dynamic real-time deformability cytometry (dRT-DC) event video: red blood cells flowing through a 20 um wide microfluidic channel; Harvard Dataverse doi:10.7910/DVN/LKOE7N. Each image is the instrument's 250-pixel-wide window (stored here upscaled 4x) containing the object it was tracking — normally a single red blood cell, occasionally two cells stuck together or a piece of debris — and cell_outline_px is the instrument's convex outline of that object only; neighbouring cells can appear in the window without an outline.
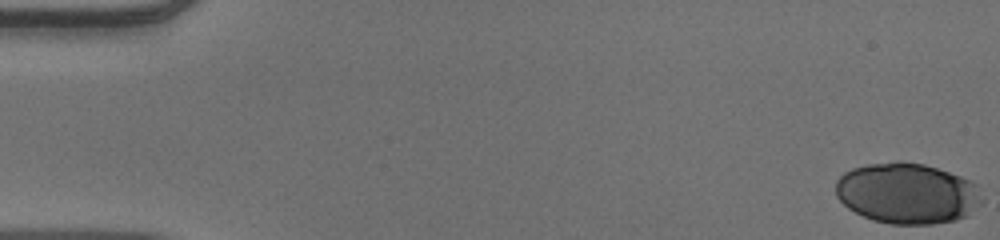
{"species": "human", "species_latin": "Homo sapiens", "temperature_condition": "warm", "stored_images_in_passage": 19, "camera_frame_rate_fps": 3000, "um_per_image_px": 0.085, "donor": {"sex": "male"}, "frame": {"image": 1, "passage_image": 1, "time_ms": 0.0, "image_size_px": [1000, 240], "cell_outline_px": [[984, 200], [968, 216], [956, 220], [932, 224], [892, 224], [872, 220], [848, 208], [836, 196], [836, 180], [844, 172], [852, 168], [868, 164], [896, 160], [900, 160], [924, 164], [960, 176], [976, 184]], "centroid_in_image_um": [77.11, 16.43], "position_along_channel_um": 7.9, "area_um2": 52.08}}
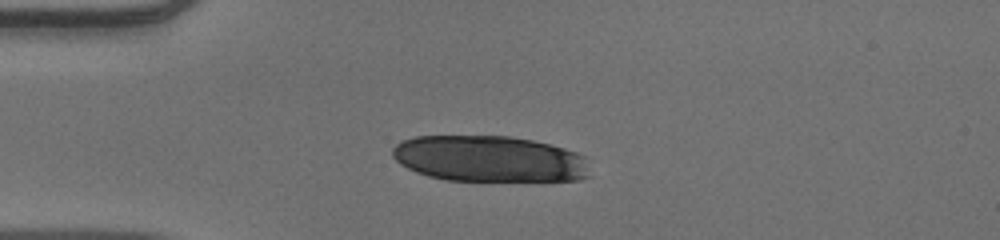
{"frame": {"image": 2, "passage_image": 14, "time_ms": 4.333, "image_size_px": [1000, 240], "cell_outline_px": [[592, 176], [580, 180], [444, 180], [428, 176], [416, 172], [400, 164], [392, 156], [392, 148], [396, 144], [404, 140], [416, 136], [508, 136], [532, 140], [564, 148], [576, 152], [584, 156]], "centroid_in_image_um": [41.6, 13.5], "position_along_channel_um": 43.4, "area_um2": 53.12}}